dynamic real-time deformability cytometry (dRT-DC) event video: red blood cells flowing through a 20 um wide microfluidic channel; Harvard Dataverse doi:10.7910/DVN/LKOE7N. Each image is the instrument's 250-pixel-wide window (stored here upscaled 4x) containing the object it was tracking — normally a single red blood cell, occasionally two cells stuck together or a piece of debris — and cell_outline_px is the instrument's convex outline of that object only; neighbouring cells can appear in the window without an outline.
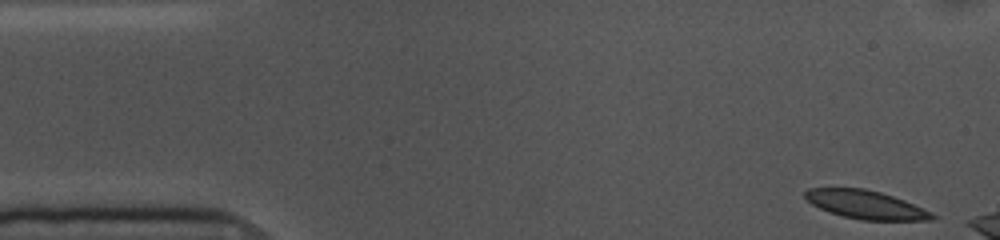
{"species": "common noctule bat (a hibernating species)", "species_latin": "Nyctalus noctula", "temperature_condition": "cold", "stored_images_in_passage": 7, "camera_frame_rate_fps": 3000, "um_per_image_px": 0.085, "animal": {"sex": "female", "body_mass_g": 10.0, "forearm_length_mm": 53.1}, "frame": {"image": 1, "passage_image": 1, "time_ms": 0.0, "image_size_px": [1000, 240], "cell_outline_px": [[936, 220], [860, 220], [828, 212], [812, 204], [804, 196], [804, 192], [808, 188], [864, 188], [880, 192], [904, 200], [932, 212], [936, 216]], "centroid_in_image_um": [73.59, 17.4], "position_along_channel_um": 11.4, "area_um2": 20.98}}